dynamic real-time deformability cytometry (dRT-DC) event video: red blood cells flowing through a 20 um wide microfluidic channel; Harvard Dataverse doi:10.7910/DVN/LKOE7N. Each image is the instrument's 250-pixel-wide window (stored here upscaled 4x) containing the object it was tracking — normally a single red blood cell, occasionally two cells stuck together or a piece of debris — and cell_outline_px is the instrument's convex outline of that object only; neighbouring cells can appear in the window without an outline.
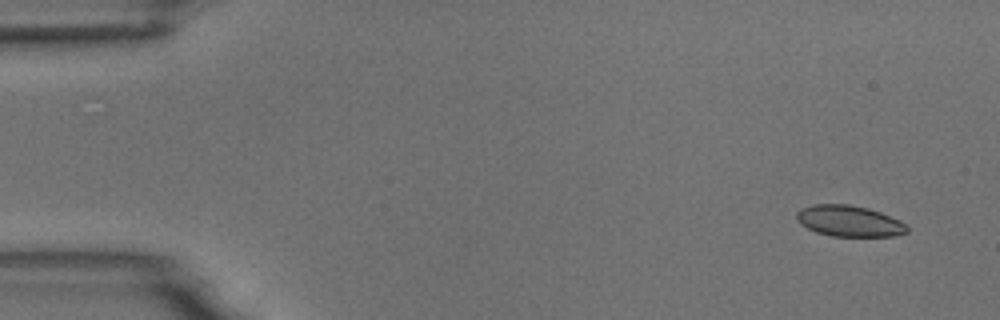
{"species": "common noctule bat (a hibernating species)", "species_latin": "Nyctalus noctula", "temperature_condition": "room temperature", "stored_images_in_passage": 4, "camera_frame_rate_fps": 3000, "um_per_image_px": 0.085, "animal": {"sex": "male", "body_mass_g": 18.8}, "frame": {"image": 1, "passage_image": 1, "time_ms": 0.0, "image_size_px": [1000, 320], "cell_outline_px": [[908, 232], [896, 236], [832, 236], [816, 232], [800, 224], [796, 220], [796, 212], [812, 204], [848, 204], [868, 208], [880, 212], [900, 220], [908, 228]], "centroid_in_image_um": [72.18, 18.79], "position_along_channel_um": 12.8, "area_um2": 20.0}}